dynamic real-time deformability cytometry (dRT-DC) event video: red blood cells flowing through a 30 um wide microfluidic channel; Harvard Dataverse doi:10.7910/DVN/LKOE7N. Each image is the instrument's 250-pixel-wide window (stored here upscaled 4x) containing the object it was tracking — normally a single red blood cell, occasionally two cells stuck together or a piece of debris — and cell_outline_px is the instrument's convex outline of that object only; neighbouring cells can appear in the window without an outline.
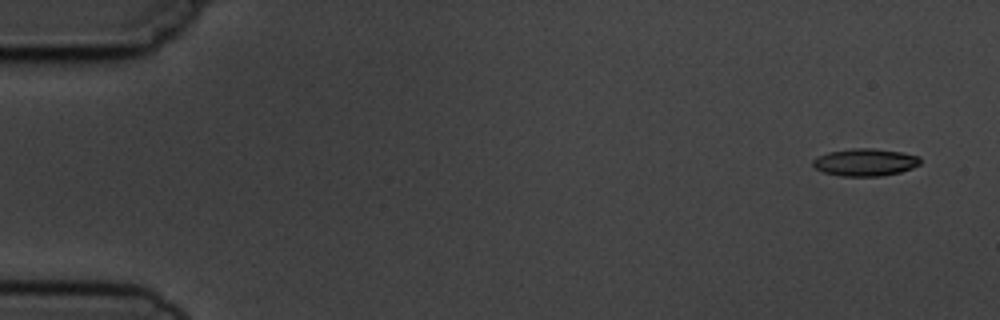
{"species": "common noctule bat (a hibernating species)", "species_latin": "Nyctalus noctula", "temperature_condition": "cold", "stored_images_in_passage": 5, "camera_frame_rate_fps": 3000, "um_per_image_px": 0.085, "animal": {"sex": "male", "body_mass_g": 19.5, "forearm_length_mm": 54.6}, "frame": {"image": 1, "passage_image": 1, "time_ms": 0.0, "image_size_px": [1000, 320], "cell_outline_px": [[920, 164], [912, 168], [900, 172], [880, 176], [840, 176], [824, 172], [816, 168], [812, 164], [812, 160], [816, 156], [828, 152], [852, 148], [872, 148], [900, 152], [920, 156]], "centroid_in_image_um": [73.52, 13.79], "position_along_channel_um": 11.5, "area_um2": 17.17}}
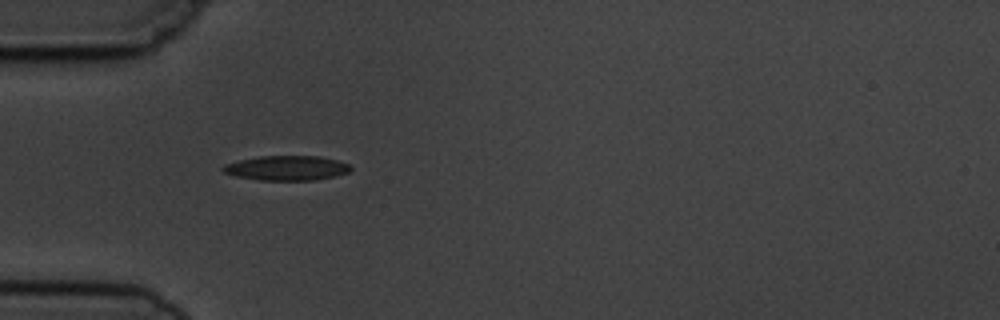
{"frame": {"image": 2, "passage_image": 5, "time_ms": 4.667, "image_size_px": [1000, 320], "cell_outline_px": [[352, 168], [348, 172], [336, 176], [316, 180], [260, 180], [236, 176], [224, 172], [220, 168], [224, 164], [240, 160], [260, 156], [320, 156], [336, 160], [348, 164]], "centroid_in_image_um": [24.36, 14.28], "position_along_channel_um": 60.6, "area_um2": 18.32}}